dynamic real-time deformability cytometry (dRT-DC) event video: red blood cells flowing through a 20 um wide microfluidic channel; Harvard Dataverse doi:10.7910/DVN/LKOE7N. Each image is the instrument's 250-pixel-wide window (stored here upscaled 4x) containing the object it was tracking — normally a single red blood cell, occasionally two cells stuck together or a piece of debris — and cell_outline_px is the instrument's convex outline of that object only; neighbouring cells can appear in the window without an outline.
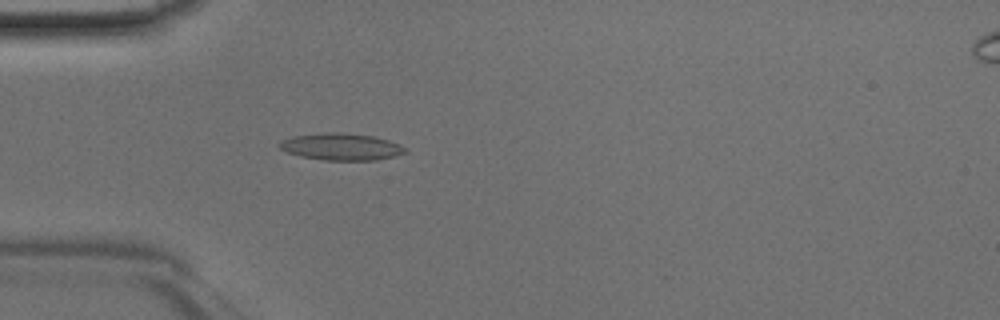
{"species": "Egyptian fruit bat (a non-hibernating species)", "species_latin": "Rousettus aegyptiacus", "temperature_condition": "room temperature", "stored_images_in_passage": 47, "camera_frame_rate_fps": 3000, "um_per_image_px": 0.085, "animal": {"sex": "male"}, "frame": {"image": 1, "passage_image": 14, "time_ms": 4.333, "image_size_px": [1000, 320], "cell_outline_px": [[408, 152], [376, 160], [324, 160], [300, 156], [288, 152], [280, 148], [276, 144], [280, 140], [292, 136], [328, 132], [340, 132], [376, 136], [400, 144], [408, 148]], "centroid_in_image_um": [29.01, 12.46], "position_along_channel_um": 56.0, "area_um2": 19.88}}
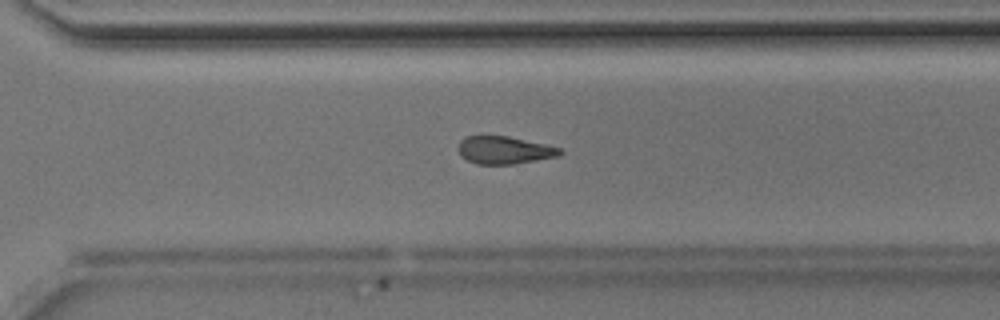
{"frame": {"image": 2, "passage_image": 33, "time_ms": 10.667, "image_size_px": [1000, 320], "cell_outline_px": [[564, 152], [560, 156], [512, 164], [476, 164], [460, 156], [456, 148], [460, 140], [464, 136], [508, 136], [544, 144], [560, 148]], "centroid_in_image_um": [42.83, 12.76], "position_along_channel_um": 327.8, "area_um2": 16.47}}
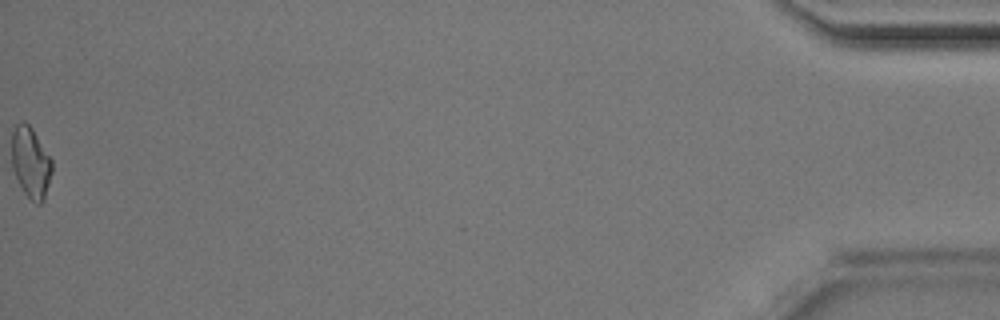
{"frame": {"image": 3, "passage_image": 47, "time_ms": 15.333, "image_size_px": [1000, 320], "cell_outline_px": [[52, 172], [44, 200], [40, 204], [36, 204], [24, 192], [12, 168], [12, 132], [16, 124], [20, 120], [24, 120], [32, 128], [52, 160]], "centroid_in_image_um": [2.61, 13.79], "position_along_channel_um": 432.6, "area_um2": 16.59}}